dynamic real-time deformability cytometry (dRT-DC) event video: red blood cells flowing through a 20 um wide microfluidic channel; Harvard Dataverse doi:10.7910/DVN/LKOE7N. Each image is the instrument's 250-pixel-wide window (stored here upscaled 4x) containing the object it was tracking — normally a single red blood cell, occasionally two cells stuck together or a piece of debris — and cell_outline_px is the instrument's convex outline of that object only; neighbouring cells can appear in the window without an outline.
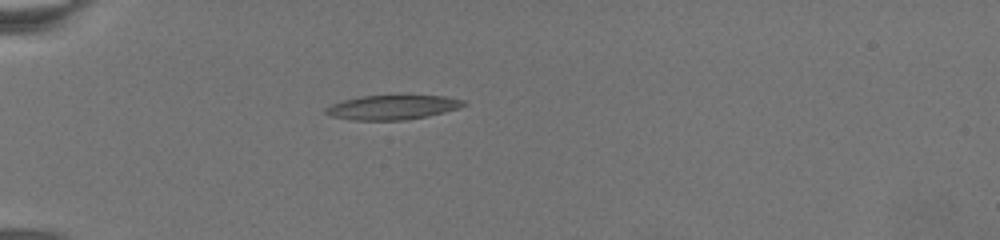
{"species": "common noctule bat (a hibernating species)", "species_latin": "Nyctalus noctula", "temperature_condition": "warm", "stored_images_in_passage": 13, "camera_frame_rate_fps": 3000, "um_per_image_px": 0.085, "animal": {"sex": "female", "body_mass_g": 19.5, "forearm_length_mm": 54.1}, "frame": {"image": 1, "passage_image": 1, "time_ms": 0.0, "image_size_px": [1000, 240], "cell_outline_px": [[468, 104], [444, 112], [404, 120], [356, 120], [332, 116], [324, 112], [324, 108], [332, 104], [344, 100], [360, 96], [444, 96], [464, 100]], "centroid_in_image_um": [33.33, 9.12], "position_along_channel_um": 51.7, "area_um2": 19.25}}
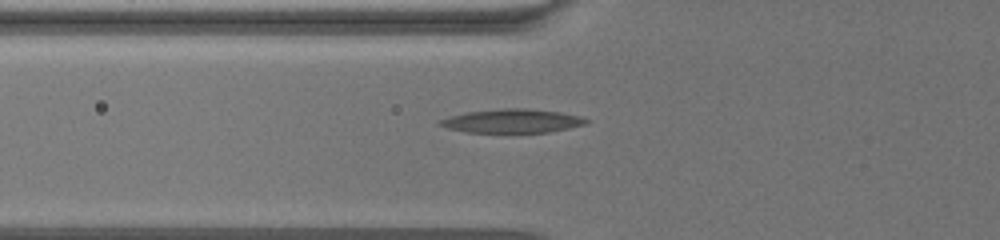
{"frame": {"image": 2, "passage_image": 9, "time_ms": 2.0, "image_size_px": [1000, 240], "cell_outline_px": [[588, 124], [548, 132], [464, 132], [448, 128], [436, 124], [440, 120], [452, 116], [468, 112], [504, 108], [524, 108], [560, 112], [580, 116], [588, 120]], "centroid_in_image_um": [43.55, 10.28], "position_along_channel_um": 82.3, "area_um2": 20.0}}